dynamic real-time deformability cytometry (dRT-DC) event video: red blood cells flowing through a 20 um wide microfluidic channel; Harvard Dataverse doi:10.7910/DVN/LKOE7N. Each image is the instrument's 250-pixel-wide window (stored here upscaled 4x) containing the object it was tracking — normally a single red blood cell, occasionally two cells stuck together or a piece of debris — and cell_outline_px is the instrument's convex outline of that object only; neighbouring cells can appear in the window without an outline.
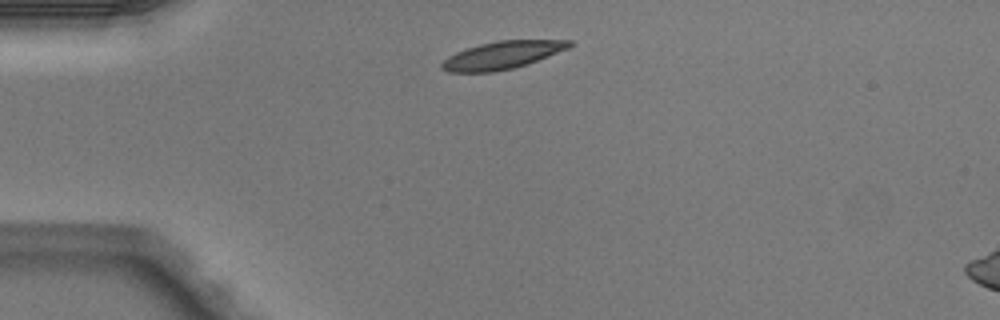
{"species": "Egyptian fruit bat (a non-hibernating species)", "species_latin": "Rousettus aegyptiacus", "temperature_condition": "warm", "stored_images_in_passage": 3, "camera_frame_rate_fps": 3000, "um_per_image_px": 0.085, "animal": {"sex": "male"}, "frame": {"image": 1, "passage_image": 1, "time_ms": 0.0, "image_size_px": [1000, 320], "cell_outline_px": [[572, 44], [568, 48], [528, 64], [496, 72], [448, 72], [440, 68], [440, 64], [448, 56], [456, 52], [480, 44], [496, 40], [572, 40]], "centroid_in_image_um": [42.66, 4.69], "position_along_channel_um": 42.3, "area_um2": 20.52}}